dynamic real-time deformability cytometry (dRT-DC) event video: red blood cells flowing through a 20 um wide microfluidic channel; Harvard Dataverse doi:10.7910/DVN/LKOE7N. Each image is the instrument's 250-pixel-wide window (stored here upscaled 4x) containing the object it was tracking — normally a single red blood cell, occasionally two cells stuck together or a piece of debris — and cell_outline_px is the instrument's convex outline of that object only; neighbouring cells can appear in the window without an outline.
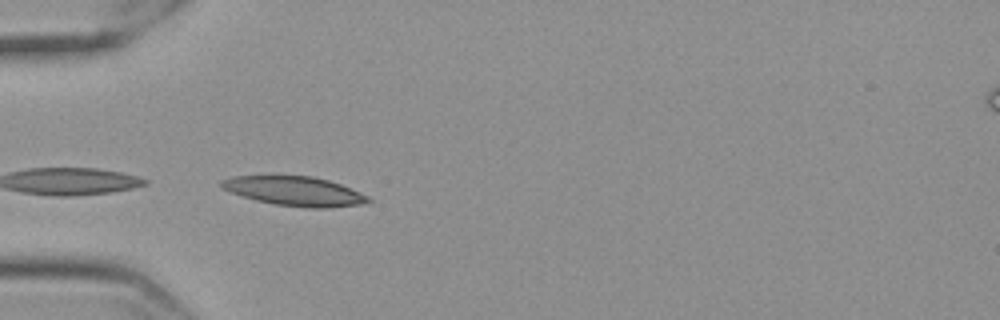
{"species": "Egyptian fruit bat (a non-hibernating species)", "species_latin": "Rousettus aegyptiacus", "temperature_condition": "cold", "stored_images_in_passage": 40, "camera_frame_rate_fps": 3000, "um_per_image_px": 0.085, "frame": {"image": 1, "passage_image": 1, "time_ms": 0.0, "image_size_px": [1000, 320], "cell_outline_px": [[372, 200], [360, 204], [332, 208], [304, 208], [272, 204], [256, 200], [220, 188], [220, 180], [232, 176], [312, 176], [328, 180], [340, 184], [368, 196]], "centroid_in_image_um": [25.02, 16.25], "position_along_channel_um": 60.0, "area_um2": 25.03}, "authors_computed_cell_mechanics": {"area_um2": 21.4438, "velocity_mm_per_s": 3.4999, "shape_relaxation_time_tau1_ms": 9.5198, "shape_relaxation_time_tau2_ms": 6.7989, "deformation_change_tau1": 0.169, "deformation_change_tau2": 0.1119}}